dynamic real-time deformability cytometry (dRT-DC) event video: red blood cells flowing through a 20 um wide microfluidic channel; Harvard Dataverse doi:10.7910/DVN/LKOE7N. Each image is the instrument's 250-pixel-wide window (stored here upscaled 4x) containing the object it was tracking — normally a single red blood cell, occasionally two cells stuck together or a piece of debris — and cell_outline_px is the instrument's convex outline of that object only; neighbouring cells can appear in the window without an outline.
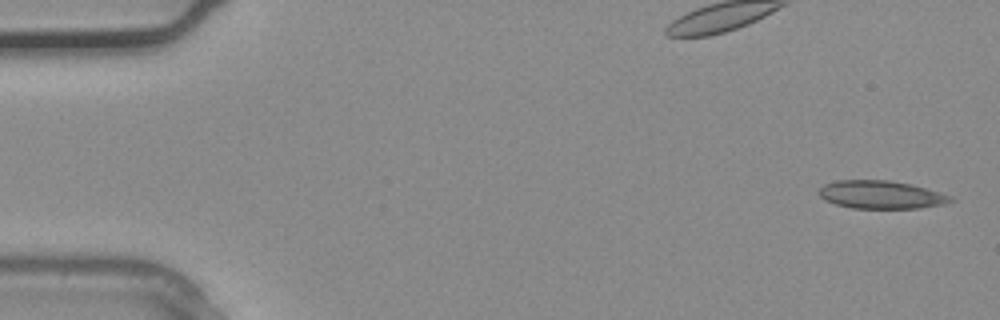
{"species": "common noctule bat (a hibernating species)", "species_latin": "Nyctalus noctula", "temperature_condition": "warm", "stored_images_in_passage": 3, "camera_frame_rate_fps": 3000, "um_per_image_px": 0.085, "animal": {"sex": "male", "body_mass_g": 20.4}, "frame": {"image": 1, "passage_image": 1, "time_ms": 0.0, "image_size_px": [1000, 320], "cell_outline_px": [[956, 200], [944, 204], [920, 208], [852, 208], [836, 204], [824, 200], [816, 192], [824, 184], [836, 180], [888, 180], [908, 184], [940, 192], [952, 196]], "centroid_in_image_um": [74.87, 16.55], "position_along_channel_um": 10.1, "area_um2": 21.5}}
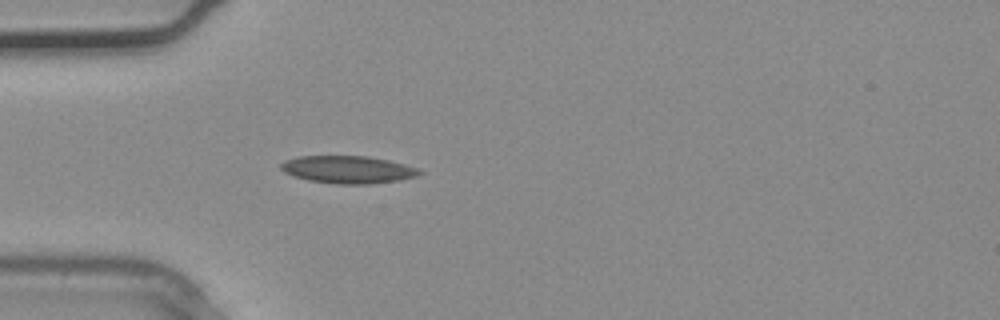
{"frame": {"image": 2, "passage_image": 3, "time_ms": 0.667, "image_size_px": [1000, 320], "cell_outline_px": [[424, 172], [416, 176], [400, 180], [368, 184], [336, 184], [308, 180], [284, 172], [280, 168], [280, 164], [284, 160], [296, 156], [368, 156], [388, 160], [420, 168]], "centroid_in_image_um": [29.58, 14.41], "position_along_channel_um": 55.4, "area_um2": 22.31}}